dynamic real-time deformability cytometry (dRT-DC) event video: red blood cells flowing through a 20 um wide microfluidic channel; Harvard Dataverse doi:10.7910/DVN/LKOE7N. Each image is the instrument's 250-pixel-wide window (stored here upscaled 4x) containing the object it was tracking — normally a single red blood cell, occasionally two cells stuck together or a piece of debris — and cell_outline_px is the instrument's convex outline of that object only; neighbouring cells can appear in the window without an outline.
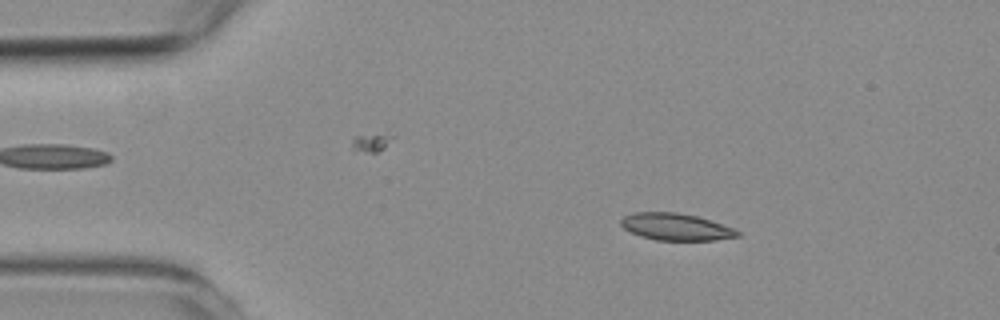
{"species": "common noctule bat (a hibernating species)", "species_latin": "Nyctalus noctula", "temperature_condition": "room temperature", "stored_images_in_passage": 44, "camera_frame_rate_fps": 3000, "um_per_image_px": 0.085, "animal": {"sex": "female", "body_mass_g": 19.3, "forearm_length_mm": 54.1}, "frame": {"image": 1, "passage_image": 3, "time_ms": 0.667, "image_size_px": [1000, 320], "cell_outline_px": [[740, 236], [716, 240], [656, 240], [640, 236], [624, 228], [620, 224], [620, 220], [624, 216], [632, 212], [676, 212], [696, 216], [732, 228], [740, 232]], "centroid_in_image_um": [57.41, 19.28], "position_along_channel_um": 27.6, "area_um2": 18.15}}
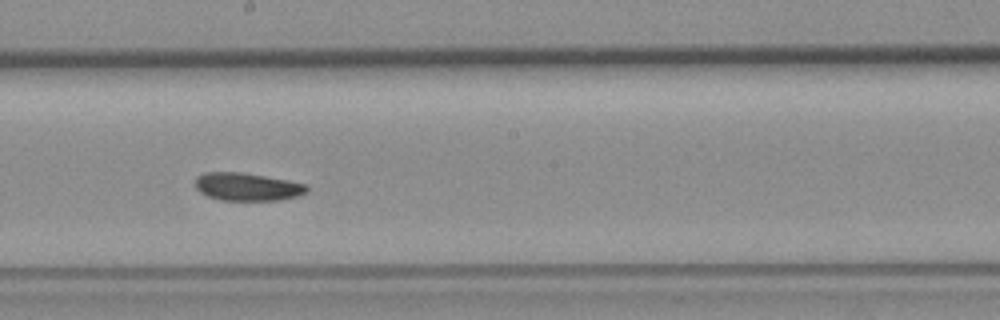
{"frame": {"image": 2, "passage_image": 24, "time_ms": 7.667, "image_size_px": [1000, 320], "cell_outline_px": [[308, 192], [296, 196], [280, 200], [220, 200], [208, 196], [200, 192], [196, 188], [196, 176], [204, 172], [240, 172], [288, 180], [308, 184]], "centroid_in_image_um": [21.02, 15.87], "position_along_channel_um": 227.2, "area_um2": 18.15}}
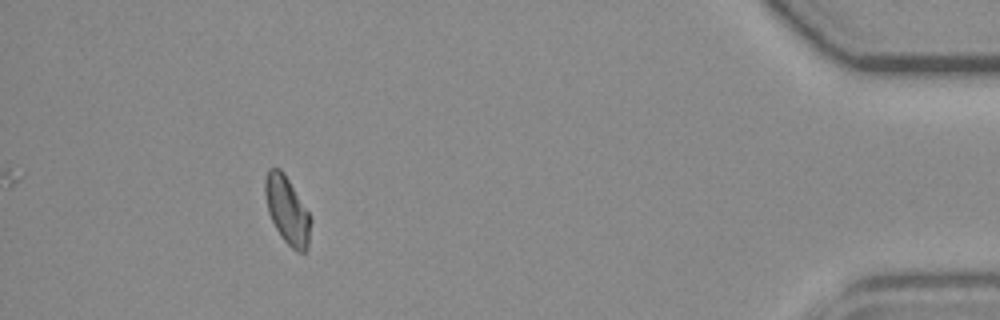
{"frame": {"image": 3, "passage_image": 44, "time_ms": 14.333, "image_size_px": [1000, 320], "cell_outline_px": [[312, 220], [308, 248], [304, 252], [296, 252], [280, 236], [268, 212], [264, 192], [264, 180], [268, 168], [280, 168], [288, 180], [308, 212]], "centroid_in_image_um": [24.4, 17.89], "position_along_channel_um": 410.8, "area_um2": 17.8}, "authors_computed_cell_mechanics": {"area_um2": 18.2937, "velocity_mm_per_s": 3.706, "shape_relaxation_time_tau1_ms": 4.6954, "shape_relaxation_time_tau2_ms": 8.6966, "deformation_change_tau1": 0.0897, "deformation_change_tau2": 0.1179}}